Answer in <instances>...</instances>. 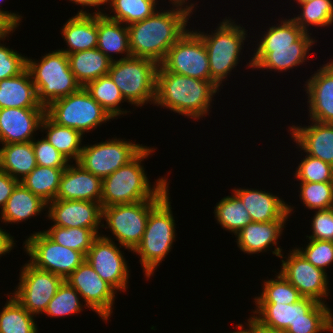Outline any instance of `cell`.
I'll return each instance as SVG.
<instances>
[{"label":"cell","mask_w":333,"mask_h":333,"mask_svg":"<svg viewBox=\"0 0 333 333\" xmlns=\"http://www.w3.org/2000/svg\"><path fill=\"white\" fill-rule=\"evenodd\" d=\"M245 205L252 222H269L274 220H288L293 206L288 205L282 198L271 192L259 189L233 188L232 190Z\"/></svg>","instance_id":"cell-23"},{"label":"cell","mask_w":333,"mask_h":333,"mask_svg":"<svg viewBox=\"0 0 333 333\" xmlns=\"http://www.w3.org/2000/svg\"><path fill=\"white\" fill-rule=\"evenodd\" d=\"M16 28L2 15L0 14V40H5L6 37L13 32Z\"/></svg>","instance_id":"cell-52"},{"label":"cell","mask_w":333,"mask_h":333,"mask_svg":"<svg viewBox=\"0 0 333 333\" xmlns=\"http://www.w3.org/2000/svg\"><path fill=\"white\" fill-rule=\"evenodd\" d=\"M41 138L42 139H34L32 141L37 165L65 169L69 164V161L64 158L60 152L55 149L44 137Z\"/></svg>","instance_id":"cell-47"},{"label":"cell","mask_w":333,"mask_h":333,"mask_svg":"<svg viewBox=\"0 0 333 333\" xmlns=\"http://www.w3.org/2000/svg\"><path fill=\"white\" fill-rule=\"evenodd\" d=\"M35 268L54 273L64 280L85 260V256L51 240L43 231L34 232L23 243Z\"/></svg>","instance_id":"cell-12"},{"label":"cell","mask_w":333,"mask_h":333,"mask_svg":"<svg viewBox=\"0 0 333 333\" xmlns=\"http://www.w3.org/2000/svg\"><path fill=\"white\" fill-rule=\"evenodd\" d=\"M305 248L295 247L311 264L327 272L333 264V241L309 239Z\"/></svg>","instance_id":"cell-45"},{"label":"cell","mask_w":333,"mask_h":333,"mask_svg":"<svg viewBox=\"0 0 333 333\" xmlns=\"http://www.w3.org/2000/svg\"><path fill=\"white\" fill-rule=\"evenodd\" d=\"M19 183L18 180L12 178L6 172L0 170V208L1 211L6 205V202L16 185Z\"/></svg>","instance_id":"cell-49"},{"label":"cell","mask_w":333,"mask_h":333,"mask_svg":"<svg viewBox=\"0 0 333 333\" xmlns=\"http://www.w3.org/2000/svg\"><path fill=\"white\" fill-rule=\"evenodd\" d=\"M1 41L4 43V40H0V81L17 76L27 68V57Z\"/></svg>","instance_id":"cell-46"},{"label":"cell","mask_w":333,"mask_h":333,"mask_svg":"<svg viewBox=\"0 0 333 333\" xmlns=\"http://www.w3.org/2000/svg\"><path fill=\"white\" fill-rule=\"evenodd\" d=\"M289 252L288 257H284V253L280 255L282 264L279 272L298 290L302 297L328 304L325 303L330 293L327 273L311 264L296 248L290 249Z\"/></svg>","instance_id":"cell-15"},{"label":"cell","mask_w":333,"mask_h":333,"mask_svg":"<svg viewBox=\"0 0 333 333\" xmlns=\"http://www.w3.org/2000/svg\"><path fill=\"white\" fill-rule=\"evenodd\" d=\"M80 299L82 300L80 294L64 280L49 302L44 315L47 314V316L53 318L81 313L84 307L87 308V306L84 303L81 304Z\"/></svg>","instance_id":"cell-41"},{"label":"cell","mask_w":333,"mask_h":333,"mask_svg":"<svg viewBox=\"0 0 333 333\" xmlns=\"http://www.w3.org/2000/svg\"><path fill=\"white\" fill-rule=\"evenodd\" d=\"M247 328L244 327L243 324H237L236 329H238L237 331L235 330L234 332L231 333H254L253 332V318L249 317V319L247 320L246 323Z\"/></svg>","instance_id":"cell-55"},{"label":"cell","mask_w":333,"mask_h":333,"mask_svg":"<svg viewBox=\"0 0 333 333\" xmlns=\"http://www.w3.org/2000/svg\"><path fill=\"white\" fill-rule=\"evenodd\" d=\"M161 65L169 72L211 82L209 58L202 38L187 30L169 49Z\"/></svg>","instance_id":"cell-14"},{"label":"cell","mask_w":333,"mask_h":333,"mask_svg":"<svg viewBox=\"0 0 333 333\" xmlns=\"http://www.w3.org/2000/svg\"><path fill=\"white\" fill-rule=\"evenodd\" d=\"M295 171L294 177L300 182H333V166L308 154Z\"/></svg>","instance_id":"cell-44"},{"label":"cell","mask_w":333,"mask_h":333,"mask_svg":"<svg viewBox=\"0 0 333 333\" xmlns=\"http://www.w3.org/2000/svg\"><path fill=\"white\" fill-rule=\"evenodd\" d=\"M15 244L14 236L0 227V257L9 253Z\"/></svg>","instance_id":"cell-50"},{"label":"cell","mask_w":333,"mask_h":333,"mask_svg":"<svg viewBox=\"0 0 333 333\" xmlns=\"http://www.w3.org/2000/svg\"><path fill=\"white\" fill-rule=\"evenodd\" d=\"M70 69L81 87L101 76L108 75L112 61L94 48L68 54Z\"/></svg>","instance_id":"cell-30"},{"label":"cell","mask_w":333,"mask_h":333,"mask_svg":"<svg viewBox=\"0 0 333 333\" xmlns=\"http://www.w3.org/2000/svg\"><path fill=\"white\" fill-rule=\"evenodd\" d=\"M286 221L288 220L251 221L235 235L237 247L242 252L252 255L269 251L274 246L272 254L280 258L283 251L277 244L283 233V228H285Z\"/></svg>","instance_id":"cell-21"},{"label":"cell","mask_w":333,"mask_h":333,"mask_svg":"<svg viewBox=\"0 0 333 333\" xmlns=\"http://www.w3.org/2000/svg\"><path fill=\"white\" fill-rule=\"evenodd\" d=\"M3 108H45L38 102L27 68L17 76L0 81V109Z\"/></svg>","instance_id":"cell-27"},{"label":"cell","mask_w":333,"mask_h":333,"mask_svg":"<svg viewBox=\"0 0 333 333\" xmlns=\"http://www.w3.org/2000/svg\"><path fill=\"white\" fill-rule=\"evenodd\" d=\"M74 164L69 163L64 169L55 200H81L100 203L102 179L83 169L78 163Z\"/></svg>","instance_id":"cell-22"},{"label":"cell","mask_w":333,"mask_h":333,"mask_svg":"<svg viewBox=\"0 0 333 333\" xmlns=\"http://www.w3.org/2000/svg\"><path fill=\"white\" fill-rule=\"evenodd\" d=\"M19 283L11 294L30 314H44L64 279L54 273L25 263L19 272Z\"/></svg>","instance_id":"cell-13"},{"label":"cell","mask_w":333,"mask_h":333,"mask_svg":"<svg viewBox=\"0 0 333 333\" xmlns=\"http://www.w3.org/2000/svg\"><path fill=\"white\" fill-rule=\"evenodd\" d=\"M64 169L37 165L34 170L20 182L32 193L49 203L54 201Z\"/></svg>","instance_id":"cell-35"},{"label":"cell","mask_w":333,"mask_h":333,"mask_svg":"<svg viewBox=\"0 0 333 333\" xmlns=\"http://www.w3.org/2000/svg\"><path fill=\"white\" fill-rule=\"evenodd\" d=\"M47 203L19 182L0 212L1 222L5 224L21 223L46 211Z\"/></svg>","instance_id":"cell-29"},{"label":"cell","mask_w":333,"mask_h":333,"mask_svg":"<svg viewBox=\"0 0 333 333\" xmlns=\"http://www.w3.org/2000/svg\"><path fill=\"white\" fill-rule=\"evenodd\" d=\"M297 2V4H300V3H304V2H308V1H311V0H294Z\"/></svg>","instance_id":"cell-57"},{"label":"cell","mask_w":333,"mask_h":333,"mask_svg":"<svg viewBox=\"0 0 333 333\" xmlns=\"http://www.w3.org/2000/svg\"><path fill=\"white\" fill-rule=\"evenodd\" d=\"M242 24L235 23L228 17L218 24L216 30H212L208 34L198 30H194L203 40L208 58L211 73V82L218 88L222 85L236 68L240 61V53L246 41L247 31ZM214 31V32H213ZM225 79V80H224Z\"/></svg>","instance_id":"cell-6"},{"label":"cell","mask_w":333,"mask_h":333,"mask_svg":"<svg viewBox=\"0 0 333 333\" xmlns=\"http://www.w3.org/2000/svg\"><path fill=\"white\" fill-rule=\"evenodd\" d=\"M253 332L254 333H286V331L283 330H276V329H271L265 326H262L258 324L254 319H253Z\"/></svg>","instance_id":"cell-54"},{"label":"cell","mask_w":333,"mask_h":333,"mask_svg":"<svg viewBox=\"0 0 333 333\" xmlns=\"http://www.w3.org/2000/svg\"><path fill=\"white\" fill-rule=\"evenodd\" d=\"M169 194L168 192L151 209L142 240L133 251L140 257L139 261L147 280L154 275L157 266L170 253L176 241V223Z\"/></svg>","instance_id":"cell-5"},{"label":"cell","mask_w":333,"mask_h":333,"mask_svg":"<svg viewBox=\"0 0 333 333\" xmlns=\"http://www.w3.org/2000/svg\"><path fill=\"white\" fill-rule=\"evenodd\" d=\"M311 219L312 234L308 239L333 241V208L316 210Z\"/></svg>","instance_id":"cell-48"},{"label":"cell","mask_w":333,"mask_h":333,"mask_svg":"<svg viewBox=\"0 0 333 333\" xmlns=\"http://www.w3.org/2000/svg\"><path fill=\"white\" fill-rule=\"evenodd\" d=\"M84 88L113 119H117L120 115L122 116L128 112L131 113V111H127L123 108L121 110V102L127 101L109 75L101 76L89 82Z\"/></svg>","instance_id":"cell-34"},{"label":"cell","mask_w":333,"mask_h":333,"mask_svg":"<svg viewBox=\"0 0 333 333\" xmlns=\"http://www.w3.org/2000/svg\"><path fill=\"white\" fill-rule=\"evenodd\" d=\"M333 309L327 304L317 303L309 312L308 320H298L291 324L286 333H325L333 332Z\"/></svg>","instance_id":"cell-42"},{"label":"cell","mask_w":333,"mask_h":333,"mask_svg":"<svg viewBox=\"0 0 333 333\" xmlns=\"http://www.w3.org/2000/svg\"><path fill=\"white\" fill-rule=\"evenodd\" d=\"M213 213L218 224L234 235L251 222L245 205L233 191L230 196L223 197L216 203Z\"/></svg>","instance_id":"cell-33"},{"label":"cell","mask_w":333,"mask_h":333,"mask_svg":"<svg viewBox=\"0 0 333 333\" xmlns=\"http://www.w3.org/2000/svg\"><path fill=\"white\" fill-rule=\"evenodd\" d=\"M169 1V4L171 3V2H177V3H183V4H186V5H188V4H190V6L192 7V8H195V6L197 7V4L196 3H189V2H187V1H189V0H168ZM191 1V0H190ZM195 4V5H194Z\"/></svg>","instance_id":"cell-56"},{"label":"cell","mask_w":333,"mask_h":333,"mask_svg":"<svg viewBox=\"0 0 333 333\" xmlns=\"http://www.w3.org/2000/svg\"><path fill=\"white\" fill-rule=\"evenodd\" d=\"M159 64L140 57L112 61L108 75L117 85L127 103L142 107L154 104Z\"/></svg>","instance_id":"cell-8"},{"label":"cell","mask_w":333,"mask_h":333,"mask_svg":"<svg viewBox=\"0 0 333 333\" xmlns=\"http://www.w3.org/2000/svg\"><path fill=\"white\" fill-rule=\"evenodd\" d=\"M120 248L122 246L118 247L109 235L101 233L93 241L85 255V260L102 280L110 284L116 291L125 292L129 286L130 269Z\"/></svg>","instance_id":"cell-16"},{"label":"cell","mask_w":333,"mask_h":333,"mask_svg":"<svg viewBox=\"0 0 333 333\" xmlns=\"http://www.w3.org/2000/svg\"><path fill=\"white\" fill-rule=\"evenodd\" d=\"M311 35L292 18L282 19L279 25H272L262 35L247 67L275 72L292 70L309 60V51L317 42Z\"/></svg>","instance_id":"cell-2"},{"label":"cell","mask_w":333,"mask_h":333,"mask_svg":"<svg viewBox=\"0 0 333 333\" xmlns=\"http://www.w3.org/2000/svg\"><path fill=\"white\" fill-rule=\"evenodd\" d=\"M304 84L309 120L333 124V60L319 67Z\"/></svg>","instance_id":"cell-20"},{"label":"cell","mask_w":333,"mask_h":333,"mask_svg":"<svg viewBox=\"0 0 333 333\" xmlns=\"http://www.w3.org/2000/svg\"><path fill=\"white\" fill-rule=\"evenodd\" d=\"M81 296L88 309L109 320L113 313L117 291L102 280L92 266L84 260L66 279Z\"/></svg>","instance_id":"cell-17"},{"label":"cell","mask_w":333,"mask_h":333,"mask_svg":"<svg viewBox=\"0 0 333 333\" xmlns=\"http://www.w3.org/2000/svg\"><path fill=\"white\" fill-rule=\"evenodd\" d=\"M0 312V333H38L35 317L11 294Z\"/></svg>","instance_id":"cell-36"},{"label":"cell","mask_w":333,"mask_h":333,"mask_svg":"<svg viewBox=\"0 0 333 333\" xmlns=\"http://www.w3.org/2000/svg\"><path fill=\"white\" fill-rule=\"evenodd\" d=\"M41 132L45 131V139L69 162H77L83 149V134L69 127L57 125L47 115L41 123ZM72 159V160H71Z\"/></svg>","instance_id":"cell-32"},{"label":"cell","mask_w":333,"mask_h":333,"mask_svg":"<svg viewBox=\"0 0 333 333\" xmlns=\"http://www.w3.org/2000/svg\"><path fill=\"white\" fill-rule=\"evenodd\" d=\"M27 69L34 83L38 102L45 108L54 100L81 88L70 69L67 54L59 49L46 53L39 61L27 57Z\"/></svg>","instance_id":"cell-7"},{"label":"cell","mask_w":333,"mask_h":333,"mask_svg":"<svg viewBox=\"0 0 333 333\" xmlns=\"http://www.w3.org/2000/svg\"><path fill=\"white\" fill-rule=\"evenodd\" d=\"M61 35L68 48L59 50L67 55L97 48V14L81 9L65 22Z\"/></svg>","instance_id":"cell-26"},{"label":"cell","mask_w":333,"mask_h":333,"mask_svg":"<svg viewBox=\"0 0 333 333\" xmlns=\"http://www.w3.org/2000/svg\"><path fill=\"white\" fill-rule=\"evenodd\" d=\"M72 3H75V5L83 6V7H98L94 10L93 14H105V10L100 9L99 6L101 5H109L110 0H69Z\"/></svg>","instance_id":"cell-51"},{"label":"cell","mask_w":333,"mask_h":333,"mask_svg":"<svg viewBox=\"0 0 333 333\" xmlns=\"http://www.w3.org/2000/svg\"><path fill=\"white\" fill-rule=\"evenodd\" d=\"M220 89L209 80H200L167 71L159 65L154 104L187 118L198 119L209 114L213 96Z\"/></svg>","instance_id":"cell-3"},{"label":"cell","mask_w":333,"mask_h":333,"mask_svg":"<svg viewBox=\"0 0 333 333\" xmlns=\"http://www.w3.org/2000/svg\"><path fill=\"white\" fill-rule=\"evenodd\" d=\"M311 125L289 128L290 136L299 148L308 155L327 162L333 166V124L310 120Z\"/></svg>","instance_id":"cell-24"},{"label":"cell","mask_w":333,"mask_h":333,"mask_svg":"<svg viewBox=\"0 0 333 333\" xmlns=\"http://www.w3.org/2000/svg\"><path fill=\"white\" fill-rule=\"evenodd\" d=\"M301 14L292 17L296 24L305 32L309 33L311 27H329L333 23V1L311 0L298 4ZM310 27V28H309ZM309 28V29H308ZM309 30V31H308Z\"/></svg>","instance_id":"cell-40"},{"label":"cell","mask_w":333,"mask_h":333,"mask_svg":"<svg viewBox=\"0 0 333 333\" xmlns=\"http://www.w3.org/2000/svg\"><path fill=\"white\" fill-rule=\"evenodd\" d=\"M97 49L103 52L111 61L115 54H125L119 59L132 56L129 47L128 28L123 23L108 18L105 14H97Z\"/></svg>","instance_id":"cell-28"},{"label":"cell","mask_w":333,"mask_h":333,"mask_svg":"<svg viewBox=\"0 0 333 333\" xmlns=\"http://www.w3.org/2000/svg\"><path fill=\"white\" fill-rule=\"evenodd\" d=\"M317 303L314 299L302 297L293 304H255L250 316L262 326L286 331L294 322L308 320V312Z\"/></svg>","instance_id":"cell-25"},{"label":"cell","mask_w":333,"mask_h":333,"mask_svg":"<svg viewBox=\"0 0 333 333\" xmlns=\"http://www.w3.org/2000/svg\"><path fill=\"white\" fill-rule=\"evenodd\" d=\"M46 115L57 125L76 129L83 135L113 120L84 87L51 102L46 107Z\"/></svg>","instance_id":"cell-9"},{"label":"cell","mask_w":333,"mask_h":333,"mask_svg":"<svg viewBox=\"0 0 333 333\" xmlns=\"http://www.w3.org/2000/svg\"><path fill=\"white\" fill-rule=\"evenodd\" d=\"M37 166V161L30 142L10 143L0 147V170L19 182Z\"/></svg>","instance_id":"cell-31"},{"label":"cell","mask_w":333,"mask_h":333,"mask_svg":"<svg viewBox=\"0 0 333 333\" xmlns=\"http://www.w3.org/2000/svg\"><path fill=\"white\" fill-rule=\"evenodd\" d=\"M4 0H0V3ZM0 14H2L16 29L19 27L20 23L22 22L23 18L21 14L4 11L0 8Z\"/></svg>","instance_id":"cell-53"},{"label":"cell","mask_w":333,"mask_h":333,"mask_svg":"<svg viewBox=\"0 0 333 333\" xmlns=\"http://www.w3.org/2000/svg\"><path fill=\"white\" fill-rule=\"evenodd\" d=\"M277 274L273 279L264 280L262 292L253 299L255 304H293L302 298L281 272Z\"/></svg>","instance_id":"cell-39"},{"label":"cell","mask_w":333,"mask_h":333,"mask_svg":"<svg viewBox=\"0 0 333 333\" xmlns=\"http://www.w3.org/2000/svg\"><path fill=\"white\" fill-rule=\"evenodd\" d=\"M107 140L93 145H83L76 162L102 180L129 163L146 147L143 144L116 137Z\"/></svg>","instance_id":"cell-11"},{"label":"cell","mask_w":333,"mask_h":333,"mask_svg":"<svg viewBox=\"0 0 333 333\" xmlns=\"http://www.w3.org/2000/svg\"><path fill=\"white\" fill-rule=\"evenodd\" d=\"M99 229L63 228L52 225L43 232L54 242L81 252L84 256L92 246L93 241L101 234Z\"/></svg>","instance_id":"cell-38"},{"label":"cell","mask_w":333,"mask_h":333,"mask_svg":"<svg viewBox=\"0 0 333 333\" xmlns=\"http://www.w3.org/2000/svg\"><path fill=\"white\" fill-rule=\"evenodd\" d=\"M49 221L54 226L63 228H89L102 227V207L99 202L81 200H54L47 203Z\"/></svg>","instance_id":"cell-18"},{"label":"cell","mask_w":333,"mask_h":333,"mask_svg":"<svg viewBox=\"0 0 333 333\" xmlns=\"http://www.w3.org/2000/svg\"><path fill=\"white\" fill-rule=\"evenodd\" d=\"M157 148L145 147L133 160L102 180L101 207L135 203L145 200H161L169 192L165 177L151 182L141 162ZM142 164V165H141Z\"/></svg>","instance_id":"cell-4"},{"label":"cell","mask_w":333,"mask_h":333,"mask_svg":"<svg viewBox=\"0 0 333 333\" xmlns=\"http://www.w3.org/2000/svg\"><path fill=\"white\" fill-rule=\"evenodd\" d=\"M299 198L310 210L333 208V182H300Z\"/></svg>","instance_id":"cell-43"},{"label":"cell","mask_w":333,"mask_h":333,"mask_svg":"<svg viewBox=\"0 0 333 333\" xmlns=\"http://www.w3.org/2000/svg\"><path fill=\"white\" fill-rule=\"evenodd\" d=\"M160 200H145L102 208V227L112 232L113 239L125 250L133 252L140 244L149 213ZM104 220V221H103Z\"/></svg>","instance_id":"cell-10"},{"label":"cell","mask_w":333,"mask_h":333,"mask_svg":"<svg viewBox=\"0 0 333 333\" xmlns=\"http://www.w3.org/2000/svg\"><path fill=\"white\" fill-rule=\"evenodd\" d=\"M158 0H110L109 6L114 14L105 15L126 26L142 21L151 16L156 10Z\"/></svg>","instance_id":"cell-37"},{"label":"cell","mask_w":333,"mask_h":333,"mask_svg":"<svg viewBox=\"0 0 333 333\" xmlns=\"http://www.w3.org/2000/svg\"><path fill=\"white\" fill-rule=\"evenodd\" d=\"M171 4V10H156L148 18L127 26L133 57L151 59L160 65L169 49L189 29L186 26L195 9L183 3Z\"/></svg>","instance_id":"cell-1"},{"label":"cell","mask_w":333,"mask_h":333,"mask_svg":"<svg viewBox=\"0 0 333 333\" xmlns=\"http://www.w3.org/2000/svg\"><path fill=\"white\" fill-rule=\"evenodd\" d=\"M45 115L46 108L0 109V144L33 141Z\"/></svg>","instance_id":"cell-19"}]
</instances>
